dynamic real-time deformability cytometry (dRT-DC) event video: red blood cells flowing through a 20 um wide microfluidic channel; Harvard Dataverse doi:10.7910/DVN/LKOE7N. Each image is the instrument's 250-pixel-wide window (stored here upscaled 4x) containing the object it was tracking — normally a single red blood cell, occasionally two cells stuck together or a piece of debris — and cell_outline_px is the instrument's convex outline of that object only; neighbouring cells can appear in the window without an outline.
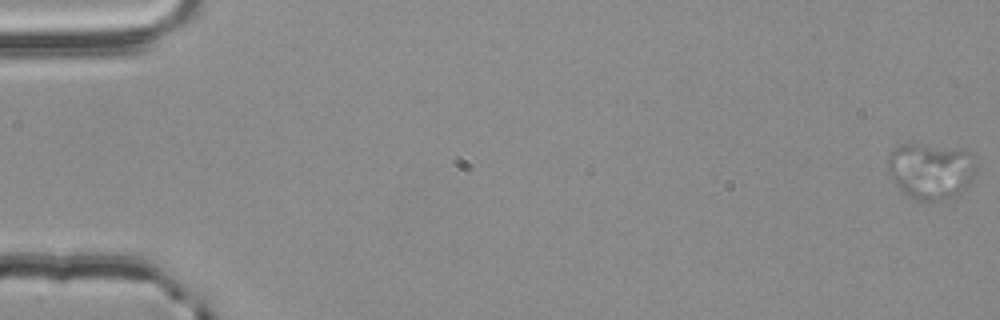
{"species": "common noctule bat (a hibernating species)", "species_latin": "Nyctalus noctula", "temperature_condition": "room temperature", "stored_images_in_passage": 19, "segment_of_instrument_passage": [1, 2], "camera_frame_rate_fps": 3000, "um_per_image_px": 0.085, "animal": {"sex": "male", "body_mass_g": 20.4}, "frame": {"image": 1, "passage_image": 1, "time_ms": 0.0, "image_size_px": [1000, 320], "cell_outline_px": [[976, 172], [968, 188], [956, 196], [932, 200], [916, 200], [908, 196], [896, 184], [888, 168], [888, 152], [896, 144], [920, 144], [968, 152], [976, 156]], "centroid_in_image_um": [79.13, 14.51], "position_along_channel_um": 5.9, "area_um2": 28.84}}
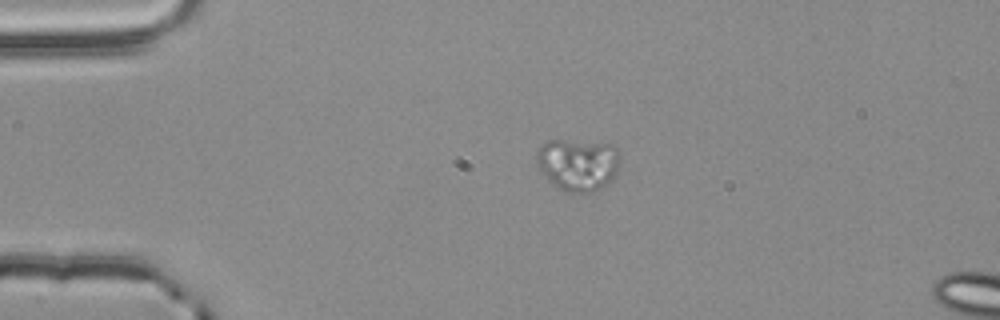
{"frame": {"image": 2, "passage_image": 14, "time_ms": 4.333, "image_size_px": [1000, 320], "cell_outline_px": [[620, 168], [616, 176], [608, 184], [592, 192], [568, 192], [552, 184], [540, 172], [536, 164], [536, 152], [540, 144], [544, 140], [564, 140], [612, 144], [616, 148], [620, 156]], "centroid_in_image_um": [49.12, 13.97], "position_along_channel_um": 35.9, "area_um2": 25.95}}